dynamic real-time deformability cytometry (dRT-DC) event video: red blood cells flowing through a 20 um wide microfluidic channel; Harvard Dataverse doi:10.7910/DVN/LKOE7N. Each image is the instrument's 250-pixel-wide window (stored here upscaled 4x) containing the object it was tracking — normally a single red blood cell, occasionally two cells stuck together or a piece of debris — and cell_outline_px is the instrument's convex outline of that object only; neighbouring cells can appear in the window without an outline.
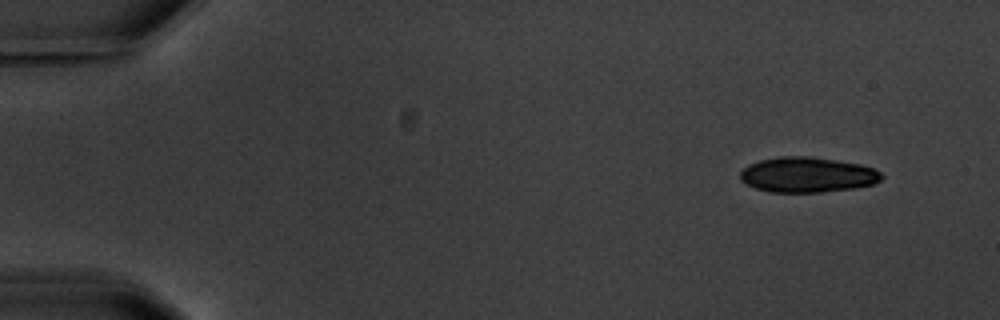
{"species": "common noctule bat (a hibernating species)", "species_latin": "Nyctalus noctula", "temperature_condition": "warm", "stored_images_in_passage": 4, "camera_frame_rate_fps": 3000, "um_per_image_px": 0.085, "animal": {"sex": "male", "body_mass_g": 20.1, "forearm_length_mm": 53.5}, "frame": {"image": 1, "passage_image": 1, "time_ms": 0.0, "image_size_px": [1000, 320], "cell_outline_px": [[884, 176], [880, 180], [872, 184], [852, 188], [820, 192], [768, 192], [756, 188], [740, 180], [740, 172], [748, 164], [760, 160], [780, 156], [812, 156], [860, 164], [872, 168], [880, 172]], "centroid_in_image_um": [68.6, 14.84], "position_along_channel_um": 16.4, "area_um2": 28.96}}